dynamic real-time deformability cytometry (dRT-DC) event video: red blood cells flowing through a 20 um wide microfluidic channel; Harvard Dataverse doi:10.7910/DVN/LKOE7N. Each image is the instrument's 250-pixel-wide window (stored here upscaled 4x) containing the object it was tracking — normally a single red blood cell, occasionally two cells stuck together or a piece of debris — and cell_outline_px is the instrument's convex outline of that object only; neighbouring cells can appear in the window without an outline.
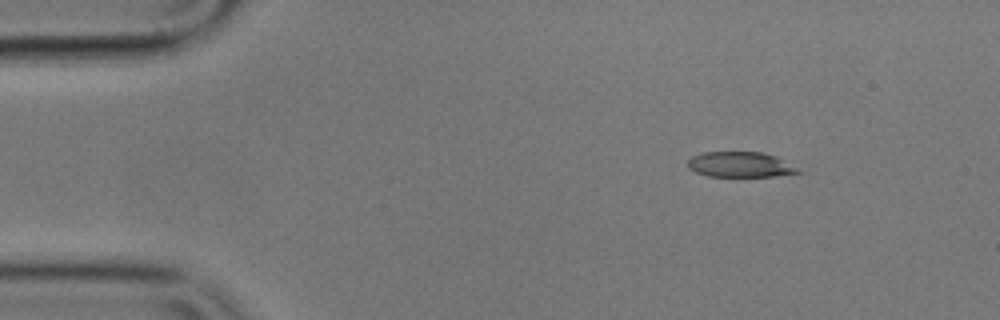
{"species": "common noctule bat (a hibernating species)", "species_latin": "Nyctalus noctula", "temperature_condition": "cold", "stored_images_in_passage": 10, "camera_frame_rate_fps": 3000, "um_per_image_px": 0.085, "animal": {"sex": "male", "body_mass_g": 17.9}, "frame": {"image": 1, "passage_image": 1, "time_ms": 0.0, "image_size_px": [1000, 320], "cell_outline_px": [[804, 172], [772, 176], [708, 176], [696, 172], [688, 168], [688, 160], [692, 156], [704, 152], [760, 152], [776, 156], [800, 168]], "centroid_in_image_um": [62.95, 13.99], "position_along_channel_um": 22.1, "area_um2": 16.3}}
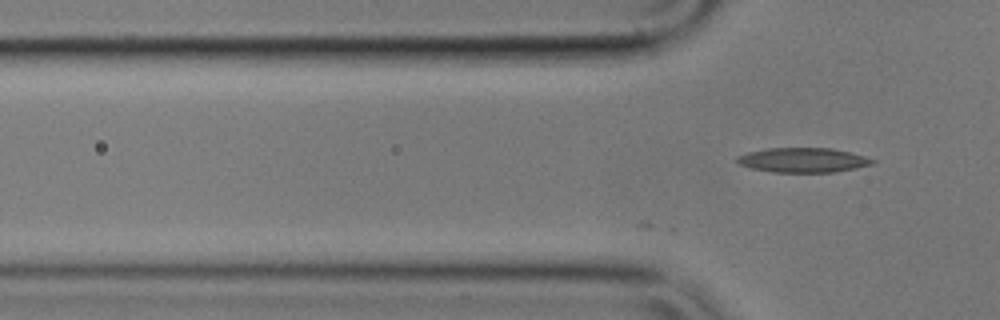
{"frame": {"image": 2, "passage_image": 10, "time_ms": 3.0, "image_size_px": [1000, 320], "cell_outline_px": [[876, 160], [872, 164], [856, 168], [832, 172], [772, 172], [752, 168], [740, 164], [736, 160], [736, 156], [748, 152], [768, 148], [832, 148], [864, 156]], "centroid_in_image_um": [68.24, 13.6], "position_along_channel_um": 57.6, "area_um2": 19.25}}